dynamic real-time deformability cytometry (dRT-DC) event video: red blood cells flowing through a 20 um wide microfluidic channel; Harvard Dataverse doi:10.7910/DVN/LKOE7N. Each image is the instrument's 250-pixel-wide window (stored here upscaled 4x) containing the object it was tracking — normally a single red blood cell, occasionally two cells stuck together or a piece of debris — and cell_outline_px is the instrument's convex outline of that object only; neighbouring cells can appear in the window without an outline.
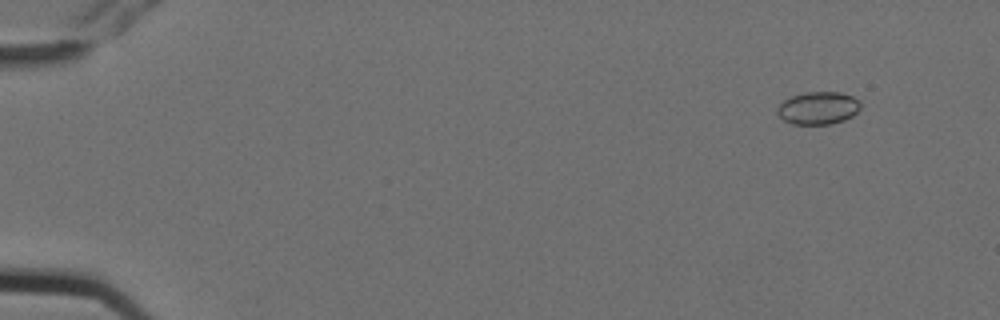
{"species": "Egyptian fruit bat (a non-hibernating species)", "species_latin": "Rousettus aegyptiacus", "temperature_condition": "cold", "stored_images_in_passage": 5, "camera_frame_rate_fps": 3000, "um_per_image_px": 0.085, "animal": {"sex": "female"}, "frame": {"image": 1, "passage_image": 2, "time_ms": 0.333, "image_size_px": [1000, 320], "cell_outline_px": [[860, 108], [852, 116], [844, 120], [832, 124], [792, 124], [784, 120], [776, 112], [776, 108], [784, 100], [792, 96], [804, 92], [840, 92], [852, 96], [860, 100]], "centroid_in_image_um": [69.55, 9.18], "position_along_channel_um": 15.5, "area_um2": 15.9}}
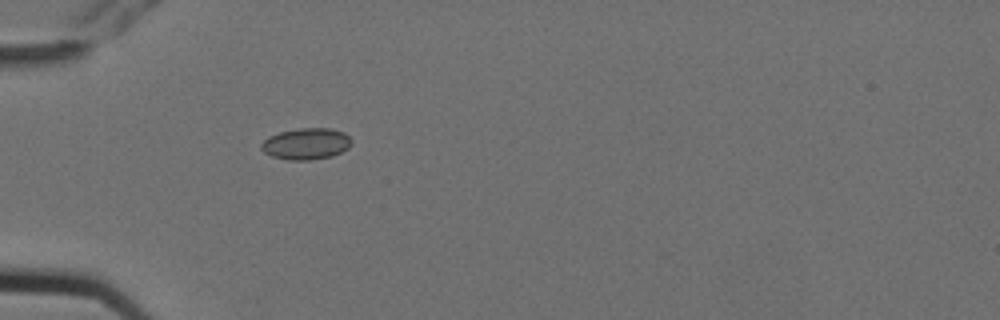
{"frame": {"image": 2, "passage_image": 5, "time_ms": 1.333, "image_size_px": [1000, 320], "cell_outline_px": [[352, 144], [348, 148], [332, 156], [308, 160], [288, 160], [272, 156], [264, 152], [260, 148], [260, 144], [268, 136], [280, 132], [300, 128], [332, 128], [344, 132], [352, 140]], "centroid_in_image_um": [26.02, 12.22], "position_along_channel_um": 59.0, "area_um2": 16.59}}